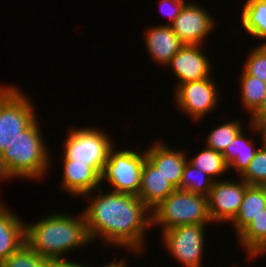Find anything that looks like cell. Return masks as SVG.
<instances>
[{"instance_id":"cell-14","label":"cell","mask_w":266,"mask_h":267,"mask_svg":"<svg viewBox=\"0 0 266 267\" xmlns=\"http://www.w3.org/2000/svg\"><path fill=\"white\" fill-rule=\"evenodd\" d=\"M146 158L164 175L166 179L179 189L182 172L188 157L182 150H172L161 141L145 150Z\"/></svg>"},{"instance_id":"cell-30","label":"cell","mask_w":266,"mask_h":267,"mask_svg":"<svg viewBox=\"0 0 266 267\" xmlns=\"http://www.w3.org/2000/svg\"><path fill=\"white\" fill-rule=\"evenodd\" d=\"M249 130L254 131L261 136L262 144L266 145V115L262 116L255 124L250 123L249 124Z\"/></svg>"},{"instance_id":"cell-27","label":"cell","mask_w":266,"mask_h":267,"mask_svg":"<svg viewBox=\"0 0 266 267\" xmlns=\"http://www.w3.org/2000/svg\"><path fill=\"white\" fill-rule=\"evenodd\" d=\"M240 178L248 185L266 186V145L260 143L254 158Z\"/></svg>"},{"instance_id":"cell-18","label":"cell","mask_w":266,"mask_h":267,"mask_svg":"<svg viewBox=\"0 0 266 267\" xmlns=\"http://www.w3.org/2000/svg\"><path fill=\"white\" fill-rule=\"evenodd\" d=\"M237 239L248 254V259L266 255V208L248 223Z\"/></svg>"},{"instance_id":"cell-33","label":"cell","mask_w":266,"mask_h":267,"mask_svg":"<svg viewBox=\"0 0 266 267\" xmlns=\"http://www.w3.org/2000/svg\"><path fill=\"white\" fill-rule=\"evenodd\" d=\"M12 178L10 176V174L7 172V169L2 161V158H1V154H0V180L3 179V180H8Z\"/></svg>"},{"instance_id":"cell-15","label":"cell","mask_w":266,"mask_h":267,"mask_svg":"<svg viewBox=\"0 0 266 267\" xmlns=\"http://www.w3.org/2000/svg\"><path fill=\"white\" fill-rule=\"evenodd\" d=\"M145 47L153 61L167 66L184 43L176 36L170 25L149 27L144 34Z\"/></svg>"},{"instance_id":"cell-10","label":"cell","mask_w":266,"mask_h":267,"mask_svg":"<svg viewBox=\"0 0 266 267\" xmlns=\"http://www.w3.org/2000/svg\"><path fill=\"white\" fill-rule=\"evenodd\" d=\"M228 180V181H227ZM214 181L207 196L208 214L211 222H231L237 215L245 190L249 186L244 180L234 182L229 180Z\"/></svg>"},{"instance_id":"cell-34","label":"cell","mask_w":266,"mask_h":267,"mask_svg":"<svg viewBox=\"0 0 266 267\" xmlns=\"http://www.w3.org/2000/svg\"><path fill=\"white\" fill-rule=\"evenodd\" d=\"M103 267H127V263L125 259H121L120 261H116V259L112 263H108Z\"/></svg>"},{"instance_id":"cell-21","label":"cell","mask_w":266,"mask_h":267,"mask_svg":"<svg viewBox=\"0 0 266 267\" xmlns=\"http://www.w3.org/2000/svg\"><path fill=\"white\" fill-rule=\"evenodd\" d=\"M241 23L248 34L266 40V0H247L241 10Z\"/></svg>"},{"instance_id":"cell-23","label":"cell","mask_w":266,"mask_h":267,"mask_svg":"<svg viewBox=\"0 0 266 267\" xmlns=\"http://www.w3.org/2000/svg\"><path fill=\"white\" fill-rule=\"evenodd\" d=\"M240 93L244 109L252 114L261 104L266 94V82L248 75L244 70L240 76Z\"/></svg>"},{"instance_id":"cell-9","label":"cell","mask_w":266,"mask_h":267,"mask_svg":"<svg viewBox=\"0 0 266 267\" xmlns=\"http://www.w3.org/2000/svg\"><path fill=\"white\" fill-rule=\"evenodd\" d=\"M211 76L198 81H190L175 88L174 99L177 107L193 121H200L213 111L218 103L219 89ZM218 90V91H217Z\"/></svg>"},{"instance_id":"cell-4","label":"cell","mask_w":266,"mask_h":267,"mask_svg":"<svg viewBox=\"0 0 266 267\" xmlns=\"http://www.w3.org/2000/svg\"><path fill=\"white\" fill-rule=\"evenodd\" d=\"M210 222L207 196L190 191L175 189L151 210V226L160 225L162 231Z\"/></svg>"},{"instance_id":"cell-12","label":"cell","mask_w":266,"mask_h":267,"mask_svg":"<svg viewBox=\"0 0 266 267\" xmlns=\"http://www.w3.org/2000/svg\"><path fill=\"white\" fill-rule=\"evenodd\" d=\"M201 45L184 44L172 56L167 66L171 67L178 85L209 78L211 76V61L201 50Z\"/></svg>"},{"instance_id":"cell-13","label":"cell","mask_w":266,"mask_h":267,"mask_svg":"<svg viewBox=\"0 0 266 267\" xmlns=\"http://www.w3.org/2000/svg\"><path fill=\"white\" fill-rule=\"evenodd\" d=\"M61 187L73 197H83L101 187V176L88 164L62 160Z\"/></svg>"},{"instance_id":"cell-6","label":"cell","mask_w":266,"mask_h":267,"mask_svg":"<svg viewBox=\"0 0 266 267\" xmlns=\"http://www.w3.org/2000/svg\"><path fill=\"white\" fill-rule=\"evenodd\" d=\"M20 87L0 85V154L35 119L33 103Z\"/></svg>"},{"instance_id":"cell-24","label":"cell","mask_w":266,"mask_h":267,"mask_svg":"<svg viewBox=\"0 0 266 267\" xmlns=\"http://www.w3.org/2000/svg\"><path fill=\"white\" fill-rule=\"evenodd\" d=\"M213 183L214 180L209 175L193 167L187 161L182 172L179 189L208 196Z\"/></svg>"},{"instance_id":"cell-31","label":"cell","mask_w":266,"mask_h":267,"mask_svg":"<svg viewBox=\"0 0 266 267\" xmlns=\"http://www.w3.org/2000/svg\"><path fill=\"white\" fill-rule=\"evenodd\" d=\"M251 122L250 123H256L262 116L266 115V94L263 97V100L260 104V106L251 114Z\"/></svg>"},{"instance_id":"cell-22","label":"cell","mask_w":266,"mask_h":267,"mask_svg":"<svg viewBox=\"0 0 266 267\" xmlns=\"http://www.w3.org/2000/svg\"><path fill=\"white\" fill-rule=\"evenodd\" d=\"M187 161L193 167L209 175L214 181L217 180L216 177L219 175L229 172L228 164L223 154L208 147H204L202 151Z\"/></svg>"},{"instance_id":"cell-2","label":"cell","mask_w":266,"mask_h":267,"mask_svg":"<svg viewBox=\"0 0 266 267\" xmlns=\"http://www.w3.org/2000/svg\"><path fill=\"white\" fill-rule=\"evenodd\" d=\"M90 243L83 212L51 214L25 225V244L50 261L66 260L63 255Z\"/></svg>"},{"instance_id":"cell-26","label":"cell","mask_w":266,"mask_h":267,"mask_svg":"<svg viewBox=\"0 0 266 267\" xmlns=\"http://www.w3.org/2000/svg\"><path fill=\"white\" fill-rule=\"evenodd\" d=\"M51 261L31 250L26 244L6 258L0 267H49Z\"/></svg>"},{"instance_id":"cell-28","label":"cell","mask_w":266,"mask_h":267,"mask_svg":"<svg viewBox=\"0 0 266 267\" xmlns=\"http://www.w3.org/2000/svg\"><path fill=\"white\" fill-rule=\"evenodd\" d=\"M260 44L248 53L243 70L248 75L266 82V41Z\"/></svg>"},{"instance_id":"cell-5","label":"cell","mask_w":266,"mask_h":267,"mask_svg":"<svg viewBox=\"0 0 266 267\" xmlns=\"http://www.w3.org/2000/svg\"><path fill=\"white\" fill-rule=\"evenodd\" d=\"M74 128L69 130L63 141L64 152H61L60 158L86 163L101 176L109 152L114 147L113 140L98 128Z\"/></svg>"},{"instance_id":"cell-16","label":"cell","mask_w":266,"mask_h":267,"mask_svg":"<svg viewBox=\"0 0 266 267\" xmlns=\"http://www.w3.org/2000/svg\"><path fill=\"white\" fill-rule=\"evenodd\" d=\"M175 189L160 170L145 158L137 195L140 200L152 210Z\"/></svg>"},{"instance_id":"cell-7","label":"cell","mask_w":266,"mask_h":267,"mask_svg":"<svg viewBox=\"0 0 266 267\" xmlns=\"http://www.w3.org/2000/svg\"><path fill=\"white\" fill-rule=\"evenodd\" d=\"M113 147L101 173V184L108 181L114 189L111 191L138 195L145 150H117ZM117 150V151H116Z\"/></svg>"},{"instance_id":"cell-20","label":"cell","mask_w":266,"mask_h":267,"mask_svg":"<svg viewBox=\"0 0 266 267\" xmlns=\"http://www.w3.org/2000/svg\"><path fill=\"white\" fill-rule=\"evenodd\" d=\"M244 135L242 129L222 152L228 164V169L231 170L232 168L238 176H241L246 171L258 150L253 143V139H247V136Z\"/></svg>"},{"instance_id":"cell-25","label":"cell","mask_w":266,"mask_h":267,"mask_svg":"<svg viewBox=\"0 0 266 267\" xmlns=\"http://www.w3.org/2000/svg\"><path fill=\"white\" fill-rule=\"evenodd\" d=\"M242 123L241 120H231L215 127L206 137L205 146L222 153L235 136L244 129Z\"/></svg>"},{"instance_id":"cell-32","label":"cell","mask_w":266,"mask_h":267,"mask_svg":"<svg viewBox=\"0 0 266 267\" xmlns=\"http://www.w3.org/2000/svg\"><path fill=\"white\" fill-rule=\"evenodd\" d=\"M49 267H89V266L67 259V260L51 261Z\"/></svg>"},{"instance_id":"cell-1","label":"cell","mask_w":266,"mask_h":267,"mask_svg":"<svg viewBox=\"0 0 266 267\" xmlns=\"http://www.w3.org/2000/svg\"><path fill=\"white\" fill-rule=\"evenodd\" d=\"M98 195L82 211L91 242L98 238L111 246H120L130 252L139 253L146 244V231L151 227V210L133 194L109 190L104 194L102 187ZM149 213V214H148Z\"/></svg>"},{"instance_id":"cell-17","label":"cell","mask_w":266,"mask_h":267,"mask_svg":"<svg viewBox=\"0 0 266 267\" xmlns=\"http://www.w3.org/2000/svg\"><path fill=\"white\" fill-rule=\"evenodd\" d=\"M0 201V264L25 244V224ZM13 212V213H12Z\"/></svg>"},{"instance_id":"cell-19","label":"cell","mask_w":266,"mask_h":267,"mask_svg":"<svg viewBox=\"0 0 266 267\" xmlns=\"http://www.w3.org/2000/svg\"><path fill=\"white\" fill-rule=\"evenodd\" d=\"M266 208V186L249 185L235 218L230 222L233 224L238 235L248 223Z\"/></svg>"},{"instance_id":"cell-8","label":"cell","mask_w":266,"mask_h":267,"mask_svg":"<svg viewBox=\"0 0 266 267\" xmlns=\"http://www.w3.org/2000/svg\"><path fill=\"white\" fill-rule=\"evenodd\" d=\"M205 225L189 224L162 231V241L169 254L184 267H203Z\"/></svg>"},{"instance_id":"cell-11","label":"cell","mask_w":266,"mask_h":267,"mask_svg":"<svg viewBox=\"0 0 266 267\" xmlns=\"http://www.w3.org/2000/svg\"><path fill=\"white\" fill-rule=\"evenodd\" d=\"M215 18L199 4L185 3L179 15L170 24L173 32L184 43L202 45L215 28Z\"/></svg>"},{"instance_id":"cell-3","label":"cell","mask_w":266,"mask_h":267,"mask_svg":"<svg viewBox=\"0 0 266 267\" xmlns=\"http://www.w3.org/2000/svg\"><path fill=\"white\" fill-rule=\"evenodd\" d=\"M36 118L25 130L21 131L9 147L1 153L2 161L12 179H41L49 172L50 153L42 138Z\"/></svg>"},{"instance_id":"cell-29","label":"cell","mask_w":266,"mask_h":267,"mask_svg":"<svg viewBox=\"0 0 266 267\" xmlns=\"http://www.w3.org/2000/svg\"><path fill=\"white\" fill-rule=\"evenodd\" d=\"M186 0H160L159 7L162 13L169 19L168 22L170 25L176 17L179 15L182 7L184 6Z\"/></svg>"}]
</instances>
